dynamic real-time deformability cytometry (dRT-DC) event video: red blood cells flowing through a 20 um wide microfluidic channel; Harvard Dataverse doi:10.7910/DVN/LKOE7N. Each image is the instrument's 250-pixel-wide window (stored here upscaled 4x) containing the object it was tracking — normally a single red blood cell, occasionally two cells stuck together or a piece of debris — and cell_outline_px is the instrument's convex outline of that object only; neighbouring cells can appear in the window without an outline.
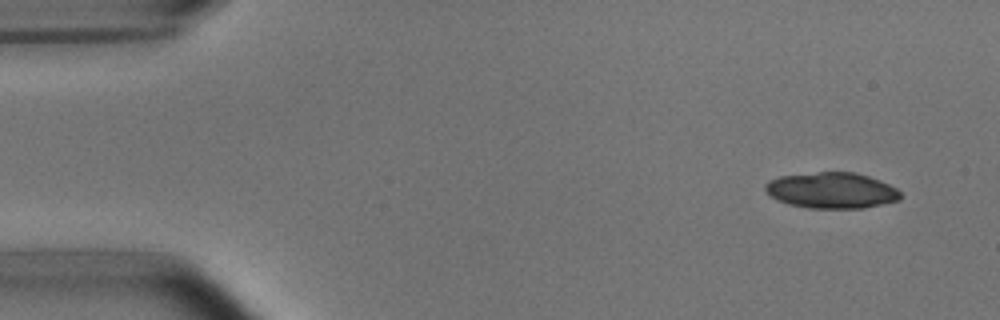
{"species": "common noctule bat (a hibernating species)", "species_latin": "Nyctalus noctula", "temperature_condition": "room temperature", "stored_images_in_passage": 5, "camera_frame_rate_fps": 3000, "um_per_image_px": 0.085, "animal": {"sex": "male", "body_mass_g": 15.6}, "frame": {"image": 1, "passage_image": 1, "time_ms": 0.0, "image_size_px": [1000, 320], "cell_outline_px": [[900, 200], [864, 208], [808, 208], [788, 204], [776, 200], [768, 196], [764, 188], [764, 184], [768, 180], [780, 176], [820, 172], [856, 172], [880, 180], [896, 188], [900, 192]], "centroid_in_image_um": [70.65, 16.19], "position_along_channel_um": 14.4, "area_um2": 28.5}}
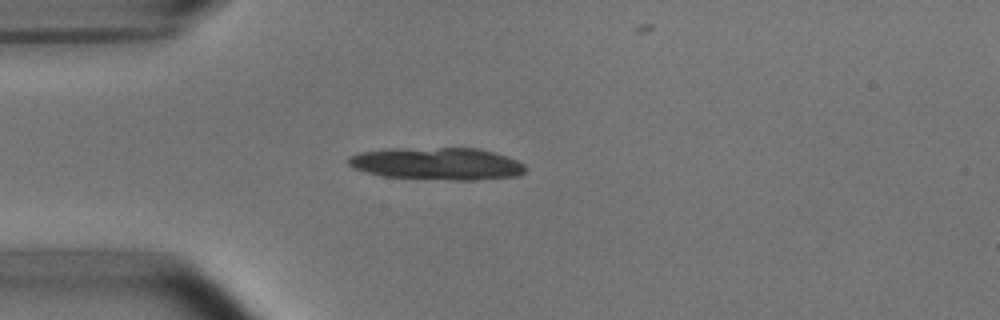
{"frame": {"image": 2, "passage_image": 4, "time_ms": 3.333, "image_size_px": [1000, 320], "cell_outline_px": [[528, 168], [520, 176], [472, 180], [456, 180], [384, 176], [352, 168], [348, 164], [348, 156], [356, 152], [384, 148], [476, 148], [492, 152], [516, 160], [524, 164]], "centroid_in_image_um": [37.12, 13.9], "position_along_channel_um": 47.9, "area_um2": 33.47}}